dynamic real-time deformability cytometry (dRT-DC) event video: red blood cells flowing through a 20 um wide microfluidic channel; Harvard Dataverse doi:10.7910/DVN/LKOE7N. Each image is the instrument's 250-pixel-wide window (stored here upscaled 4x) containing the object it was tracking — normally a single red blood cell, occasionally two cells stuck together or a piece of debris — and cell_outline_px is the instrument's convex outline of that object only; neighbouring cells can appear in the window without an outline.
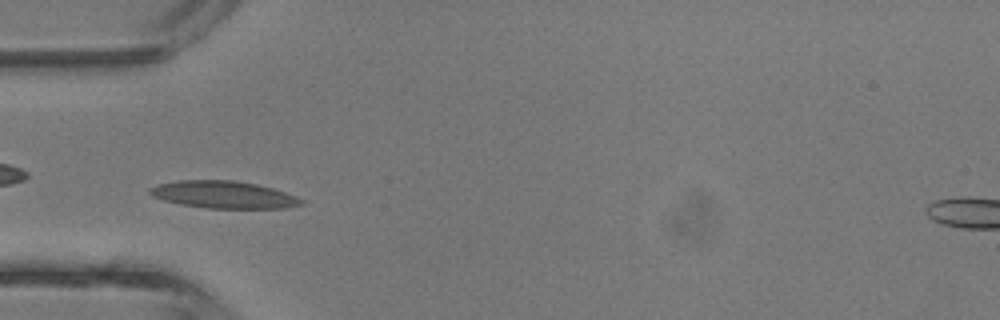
{"species": "common noctule bat (a hibernating species)", "species_latin": "Nyctalus noctula", "temperature_condition": "room temperature", "stored_images_in_passage": 37, "camera_frame_rate_fps": 3000, "um_per_image_px": 0.085, "animal": {"sex": "male", "body_mass_g": 13.3}, "frame": {"image": 1, "passage_image": 8, "time_ms": 2.333, "image_size_px": [1000, 320], "cell_outline_px": [[304, 204], [284, 208], [208, 208], [180, 204], [164, 200], [152, 196], [148, 192], [148, 188], [160, 184], [176, 180], [236, 180], [256, 184], [272, 188], [296, 196], [304, 200]], "centroid_in_image_um": [19.0, 16.54], "position_along_channel_um": 66.0, "area_um2": 24.04}}
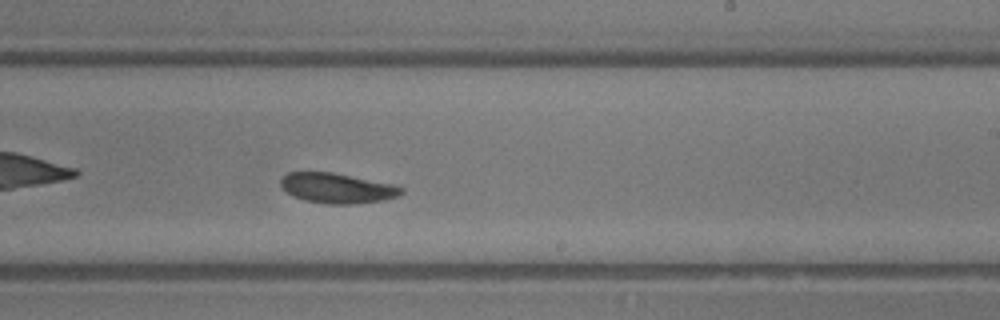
{"frame": {"image": 2, "passage_image": 20, "time_ms": 6.333, "image_size_px": [1000, 320], "cell_outline_px": [[404, 192], [396, 196], [384, 200], [356, 204], [328, 204], [304, 200], [292, 196], [280, 184], [280, 180], [288, 172], [332, 172], [392, 184], [404, 188]], "centroid_in_image_um": [28.66, 16.0], "position_along_channel_um": 260.3, "area_um2": 21.04}}
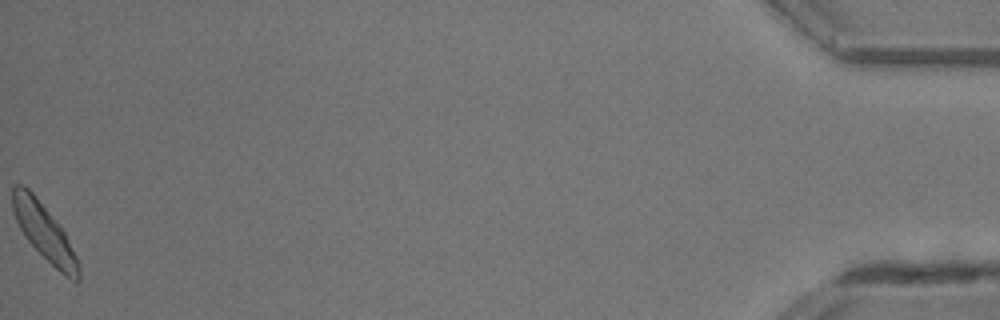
{"frame": {"image": 3, "passage_image": 37, "time_ms": 12.0, "image_size_px": [1000, 320], "cell_outline_px": [[80, 280], [72, 280], [64, 276], [28, 240], [20, 228], [16, 220], [12, 208], [12, 188], [16, 184], [20, 184], [28, 188], [36, 196], [56, 220], [64, 232], [80, 264]], "centroid_in_image_um": [3.77, 19.71], "position_along_channel_um": 431.4, "area_um2": 21.21}, "authors_computed_cell_mechanics": {"area_um2": 21.7906, "velocity_mm_per_s": 4.8758, "shape_relaxation_time_tau1_ms": 4.1654, "shape_relaxation_time_tau2_ms": null, "deformation_change_tau1": 0.1392, "deformation_change_tau2": null}}